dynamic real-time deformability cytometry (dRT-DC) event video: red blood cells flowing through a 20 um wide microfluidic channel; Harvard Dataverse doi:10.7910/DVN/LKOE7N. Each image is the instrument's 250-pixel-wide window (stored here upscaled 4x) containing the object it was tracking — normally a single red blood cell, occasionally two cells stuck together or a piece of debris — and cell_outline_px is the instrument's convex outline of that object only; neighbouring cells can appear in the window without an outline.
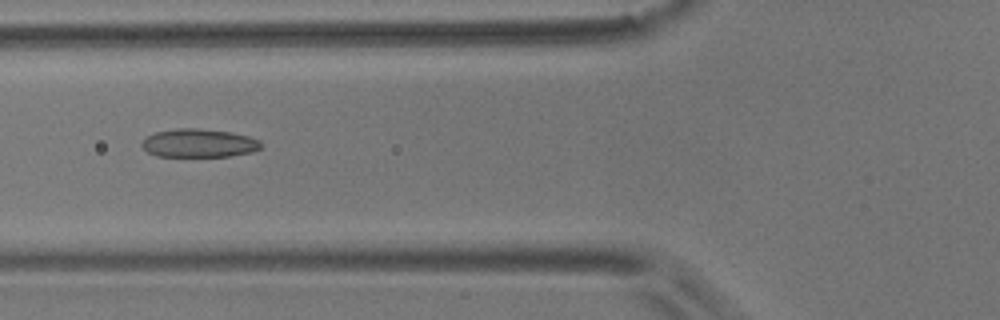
{"species": "common noctule bat (a hibernating species)", "species_latin": "Nyctalus noctula", "temperature_condition": "room temperature", "stored_images_in_passage": 9, "camera_frame_rate_fps": 3000, "um_per_image_px": 0.085, "animal": {"sex": "male", "body_mass_g": 17.9}, "frame": {"image": 1, "passage_image": 4, "time_ms": 1.0, "image_size_px": [1000, 320], "cell_outline_px": [[260, 148], [252, 152], [228, 156], [156, 156], [148, 152], [140, 144], [148, 136], [156, 132], [176, 128], [196, 128], [232, 132], [248, 136], [260, 140]], "centroid_in_image_um": [16.9, 12.16], "position_along_channel_um": 108.9, "area_um2": 19.59}}
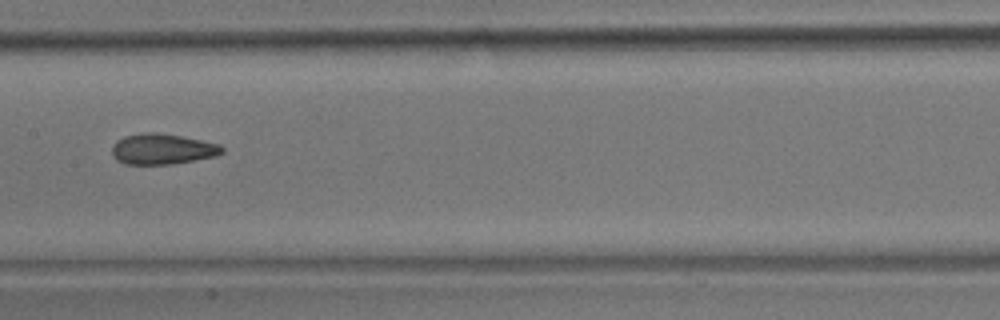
{"frame": {"image": 2, "passage_image": 6, "time_ms": 1.667, "image_size_px": [1000, 320], "cell_outline_px": [[224, 152], [216, 156], [172, 164], [124, 164], [116, 160], [112, 156], [112, 144], [116, 140], [124, 136], [144, 132], [156, 132], [180, 136], [220, 144], [224, 148]], "centroid_in_image_um": [13.77, 12.67], "position_along_channel_um": 193.6, "area_um2": 19.77}}
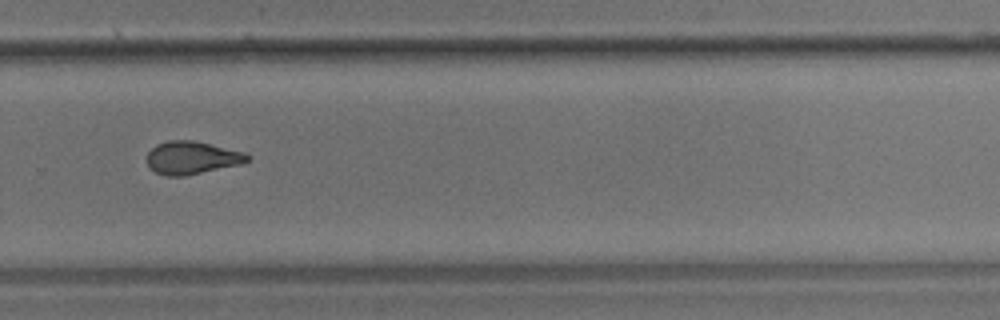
{"frame": {"image": 3, "passage_image": 9, "time_ms": 2.667, "image_size_px": [1000, 320], "cell_outline_px": [[252, 156], [244, 164], [184, 176], [164, 176], [148, 168], [148, 152], [156, 144], [168, 140], [192, 140], [244, 152]], "centroid_in_image_um": [16.32, 13.42], "position_along_channel_um": 313.5, "area_um2": 19.36}}